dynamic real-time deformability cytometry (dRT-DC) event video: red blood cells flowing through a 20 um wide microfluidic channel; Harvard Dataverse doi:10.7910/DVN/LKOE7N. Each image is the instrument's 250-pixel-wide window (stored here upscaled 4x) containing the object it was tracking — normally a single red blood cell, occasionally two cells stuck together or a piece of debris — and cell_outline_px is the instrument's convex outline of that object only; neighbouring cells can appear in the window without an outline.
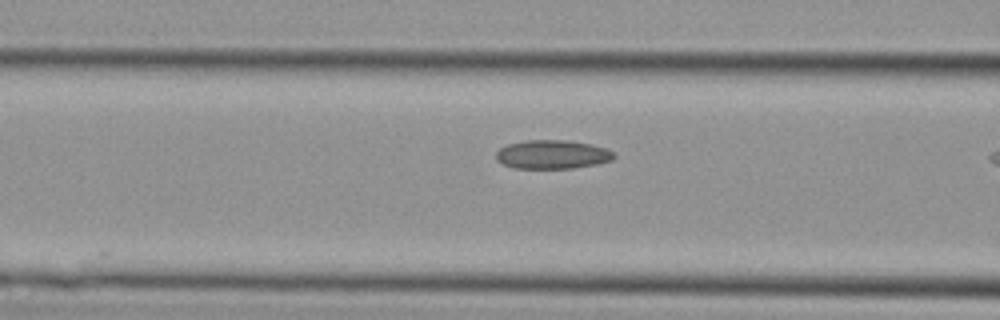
{"species": "Egyptian fruit bat (a non-hibernating species)", "species_latin": "Rousettus aegyptiacus", "temperature_condition": "cold", "stored_images_in_passage": 8, "camera_frame_rate_fps": 3000, "um_per_image_px": 0.085, "animal": {"sex": "female"}, "frame": {"image": 1, "passage_image": 7, "time_ms": 2.0, "image_size_px": [1000, 320], "cell_outline_px": [[616, 156], [612, 160], [596, 164], [572, 168], [512, 168], [500, 164], [496, 160], [496, 152], [500, 148], [508, 144], [528, 140], [568, 140], [588, 144], [604, 148], [612, 152]], "centroid_in_image_um": [46.89, 13.14], "position_along_channel_um": 119.7, "area_um2": 19.71}}